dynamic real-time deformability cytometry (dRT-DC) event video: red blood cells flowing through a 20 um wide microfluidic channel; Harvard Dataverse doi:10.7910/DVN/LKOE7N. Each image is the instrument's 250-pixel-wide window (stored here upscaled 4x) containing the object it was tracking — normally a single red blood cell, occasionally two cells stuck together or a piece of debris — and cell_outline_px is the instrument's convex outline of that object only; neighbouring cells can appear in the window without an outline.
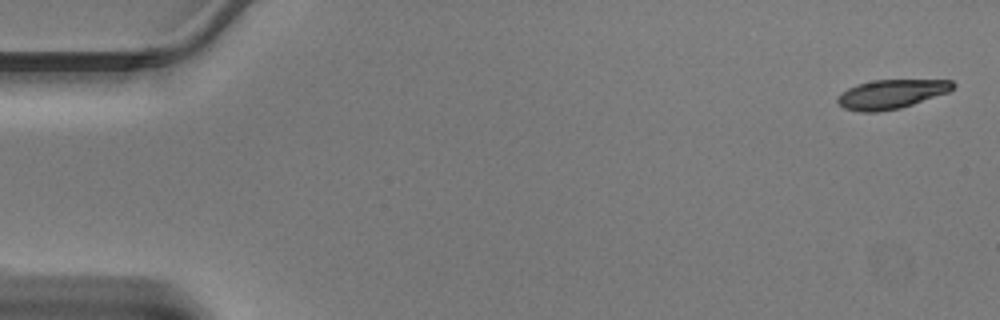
{"species": "Egyptian fruit bat (a non-hibernating species)", "species_latin": "Rousettus aegyptiacus", "temperature_condition": "warm", "stored_images_in_passage": 45, "camera_frame_rate_fps": 3000, "um_per_image_px": 0.085, "animal": {"sex": "male"}, "frame": {"image": 1, "passage_image": 1, "time_ms": 0.0, "image_size_px": [1000, 320], "cell_outline_px": [[956, 84], [948, 92], [900, 108], [876, 112], [860, 112], [844, 108], [836, 100], [840, 92], [856, 84], [872, 80], [952, 80]], "centroid_in_image_um": [75.72, 7.99], "position_along_channel_um": 9.3, "area_um2": 19.48}}
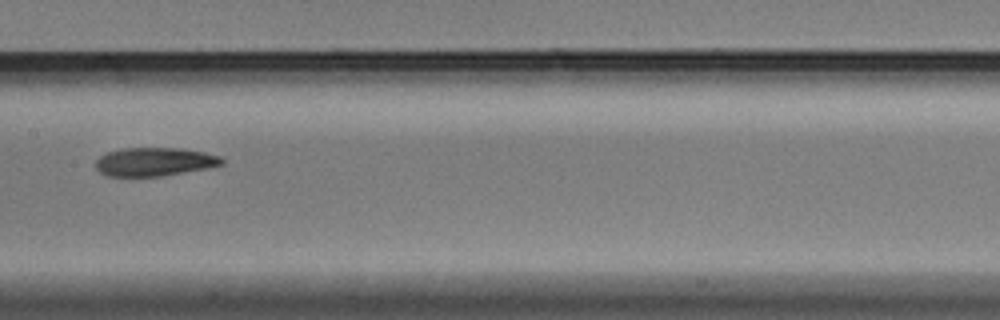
{"frame": {"image": 2, "passage_image": 23, "time_ms": 7.333, "image_size_px": [1000, 320], "cell_outline_px": [[224, 164], [204, 168], [160, 176], [104, 176], [96, 168], [96, 160], [100, 156], [108, 152], [124, 148], [180, 148], [204, 152], [220, 156], [224, 160]], "centroid_in_image_um": [13.1, 13.74], "position_along_channel_um": 194.3, "area_um2": 20.75}}
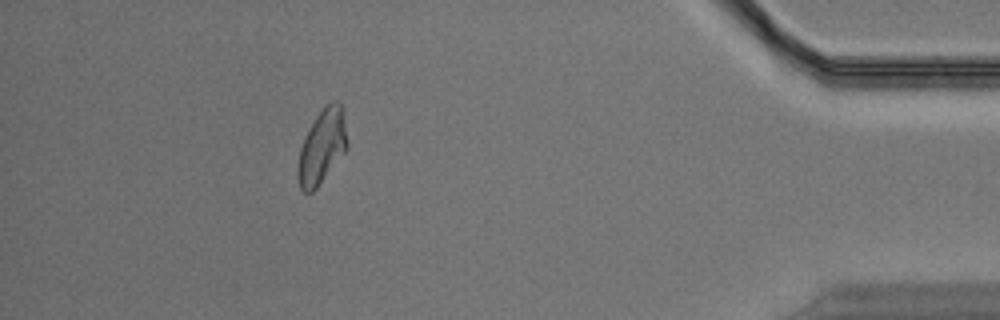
{"frame": {"image": 3, "passage_image": 41, "time_ms": 13.333, "image_size_px": [1000, 320], "cell_outline_px": [[348, 148], [316, 188], [312, 192], [304, 192], [300, 188], [296, 172], [296, 168], [300, 148], [316, 116], [324, 104], [332, 100], [340, 100], [348, 144]], "centroid_in_image_um": [27.36, 12.45], "position_along_channel_um": 407.8, "area_um2": 21.21}}